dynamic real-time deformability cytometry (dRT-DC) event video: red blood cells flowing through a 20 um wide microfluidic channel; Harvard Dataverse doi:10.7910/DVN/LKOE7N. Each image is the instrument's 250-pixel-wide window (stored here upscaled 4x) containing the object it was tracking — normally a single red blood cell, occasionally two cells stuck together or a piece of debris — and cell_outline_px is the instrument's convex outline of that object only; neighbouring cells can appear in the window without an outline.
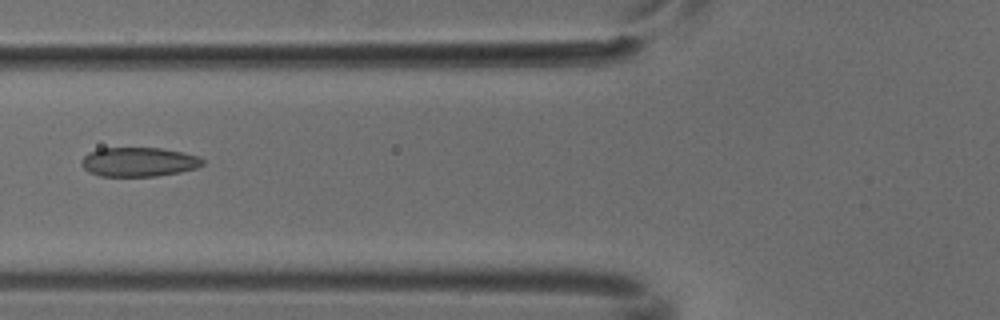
{"species": "common noctule bat (a hibernating species)", "species_latin": "Nyctalus noctula", "temperature_condition": "cold", "stored_images_in_passage": 3, "camera_frame_rate_fps": 3000, "um_per_image_px": 0.085, "animal": {"sex": "male", "body_mass_g": 18.8}, "frame": {"image": 1, "passage_image": 2, "time_ms": 0.333, "image_size_px": [1000, 320], "cell_outline_px": [[204, 164], [196, 168], [180, 172], [156, 176], [100, 176], [88, 172], [80, 164], [80, 160], [88, 152], [100, 148], [164, 148], [184, 152], [200, 156], [204, 160]], "centroid_in_image_um": [11.79, 13.76], "position_along_channel_um": 114.0, "area_um2": 20.92}}
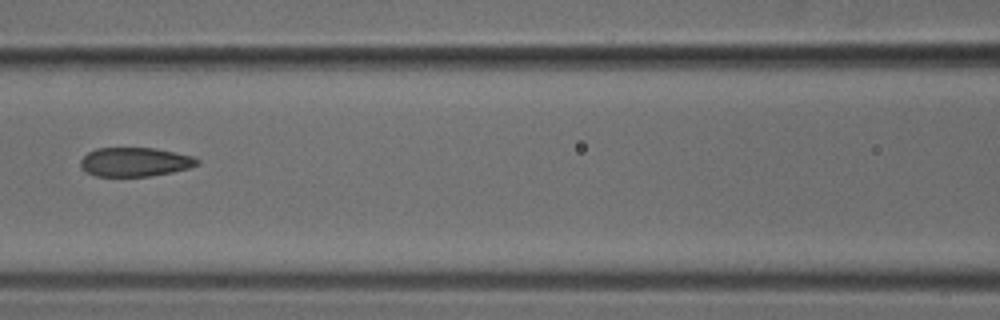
{"frame": {"image": 2, "passage_image": 3, "time_ms": 0.667, "image_size_px": [1000, 320], "cell_outline_px": [[200, 164], [188, 168], [172, 172], [148, 176], [96, 176], [80, 168], [80, 160], [88, 152], [96, 148], [152, 148], [192, 156], [200, 160]], "centroid_in_image_um": [11.45, 13.77], "position_along_channel_um": 155.2, "area_um2": 19.59}}